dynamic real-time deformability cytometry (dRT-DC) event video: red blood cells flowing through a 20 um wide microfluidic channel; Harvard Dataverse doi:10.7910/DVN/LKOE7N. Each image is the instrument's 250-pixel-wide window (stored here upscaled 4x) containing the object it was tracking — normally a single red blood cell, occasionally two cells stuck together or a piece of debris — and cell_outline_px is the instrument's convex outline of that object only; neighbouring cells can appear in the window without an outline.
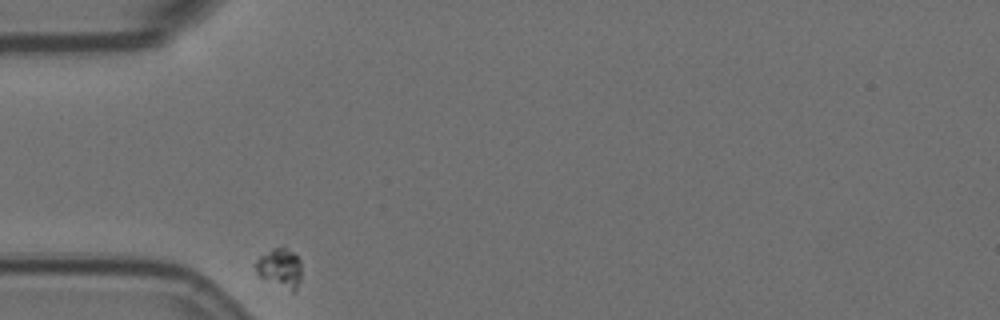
{"species": "Egyptian fruit bat (a non-hibernating species)", "species_latin": "Rousettus aegyptiacus", "temperature_condition": "room temperature", "stored_images_in_passage": 35, "camera_frame_rate_fps": 3000, "um_per_image_px": 0.085, "animal": {"sex": "female"}, "frame": {"image": 1, "passage_image": 1, "time_ms": 0.0, "image_size_px": [1000, 320], "cell_outline_px": [[300, 280], [296, 288], [292, 292], [260, 276], [256, 272], [256, 260], [260, 256], [272, 248], [284, 244], [300, 260]], "centroid_in_image_um": [23.8, 22.73], "position_along_channel_um": 61.2, "area_um2": 10.4}}
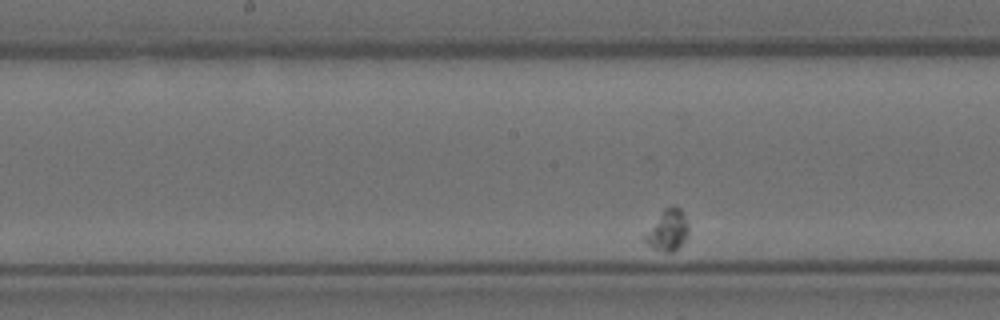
{"frame": {"image": 2, "passage_image": 16, "time_ms": 5.0, "image_size_px": [1000, 320], "cell_outline_px": [[688, 236], [672, 252], [664, 252], [648, 244], [644, 240], [644, 236], [664, 208], [672, 204], [676, 204], [684, 212], [688, 224]], "centroid_in_image_um": [56.8, 19.51], "position_along_channel_um": 191.4, "area_um2": 10.23}}
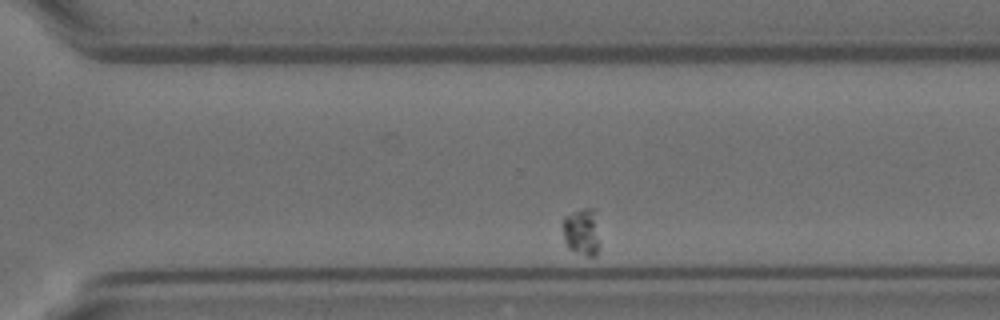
{"frame": {"image": 3, "passage_image": 30, "time_ms": 9.667, "image_size_px": [1000, 320], "cell_outline_px": [[596, 256], [584, 256], [568, 248], [564, 240], [560, 224], [564, 216], [584, 208], [596, 208]], "centroid_in_image_um": [49.36, 19.67], "position_along_channel_um": 321.2, "area_um2": 10.06}}